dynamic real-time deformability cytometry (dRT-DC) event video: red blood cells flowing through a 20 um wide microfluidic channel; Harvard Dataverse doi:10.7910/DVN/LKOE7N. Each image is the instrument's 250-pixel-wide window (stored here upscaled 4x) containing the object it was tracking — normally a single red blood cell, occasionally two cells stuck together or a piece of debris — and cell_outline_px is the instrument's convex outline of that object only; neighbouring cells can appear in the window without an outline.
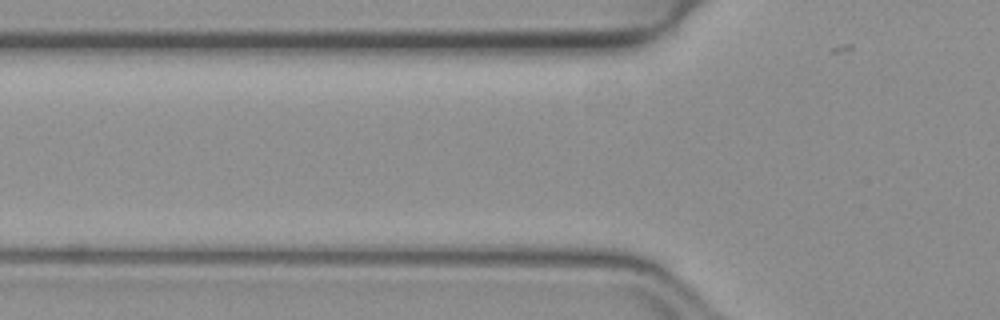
{"species": "common noctule bat (a hibernating species)", "species_latin": "Nyctalus noctula", "temperature_condition": "warm", "stored_images_in_passage": 3, "camera_frame_rate_fps": 3000, "um_per_image_px": 0.085, "animal": {"sex": "female", "body_mass_g": 19.3, "forearm_length_mm": 54.1}, "frame": {"image": 1, "passage_image": 2, "time_ms": 0.333, "image_size_px": [1000, 320], "cell_outline_px": [[552, 264], [404, 264], [388, 260], [388, 256], [400, 244], [520, 244], [548, 248]], "centroid_in_image_um": [39.96, 21.61], "position_along_channel_um": 85.8, "area_um2": 22.2}}